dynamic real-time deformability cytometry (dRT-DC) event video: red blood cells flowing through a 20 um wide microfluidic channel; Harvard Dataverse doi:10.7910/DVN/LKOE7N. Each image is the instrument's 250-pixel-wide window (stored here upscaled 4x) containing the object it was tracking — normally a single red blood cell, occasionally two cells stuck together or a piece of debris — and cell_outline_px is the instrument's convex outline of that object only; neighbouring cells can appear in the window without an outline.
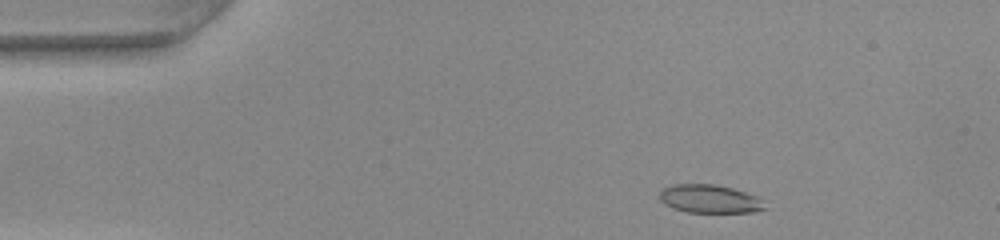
{"species": "common noctule bat (a hibernating species)", "species_latin": "Nyctalus noctula", "temperature_condition": "warm", "stored_images_in_passage": 35, "camera_frame_rate_fps": 3000, "um_per_image_px": 0.085, "animal": {"sex": "female", "body_mass_g": 22.0, "forearm_length_mm": 56.7}, "frame": {"image": 1, "passage_image": 2, "time_ms": 0.333, "image_size_px": [1000, 240], "cell_outline_px": [[768, 208], [752, 212], [688, 212], [672, 208], [664, 204], [660, 200], [660, 192], [664, 188], [672, 184], [716, 184], [732, 188], [756, 196]], "centroid_in_image_um": [60.29, 16.9], "position_along_channel_um": 24.7, "area_um2": 17.28}}
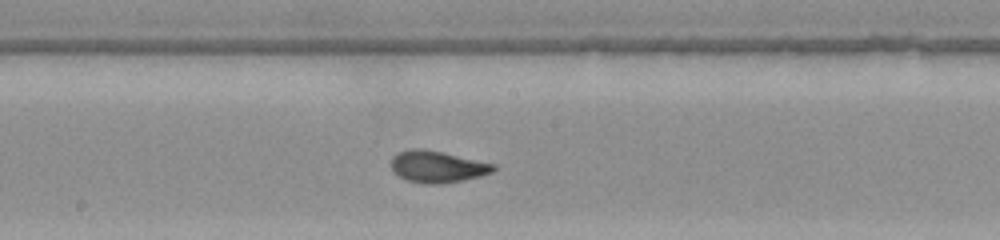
{"frame": {"image": 2, "passage_image": 21, "time_ms": 6.667, "image_size_px": [1000, 240], "cell_outline_px": [[496, 168], [492, 172], [480, 176], [464, 180], [440, 184], [424, 184], [408, 180], [392, 172], [388, 164], [392, 156], [396, 152], [408, 148], [424, 148], [444, 152], [496, 164]], "centroid_in_image_um": [37.11, 14.15], "position_along_channel_um": 211.1, "area_um2": 19.42}}
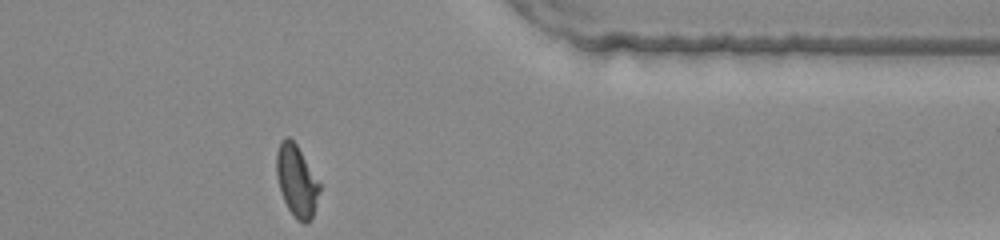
{"frame": {"image": 3, "passage_image": 35, "time_ms": 11.333, "image_size_px": [1000, 240], "cell_outline_px": [[320, 192], [312, 216], [304, 224], [296, 220], [288, 208], [280, 192], [276, 176], [276, 152], [280, 140], [288, 136], [296, 144], [320, 184]], "centroid_in_image_um": [25.18, 15.37], "position_along_channel_um": 386.2, "area_um2": 17.86}, "authors_computed_cell_mechanics": {"area_um2": 18.3226, "velocity_mm_per_s": 4.0956, "shape_relaxation_time_tau1_ms": null, "shape_relaxation_time_tau2_ms": 0.811, "deformation_change_tau1": null, "deformation_change_tau2": 0.0625}}